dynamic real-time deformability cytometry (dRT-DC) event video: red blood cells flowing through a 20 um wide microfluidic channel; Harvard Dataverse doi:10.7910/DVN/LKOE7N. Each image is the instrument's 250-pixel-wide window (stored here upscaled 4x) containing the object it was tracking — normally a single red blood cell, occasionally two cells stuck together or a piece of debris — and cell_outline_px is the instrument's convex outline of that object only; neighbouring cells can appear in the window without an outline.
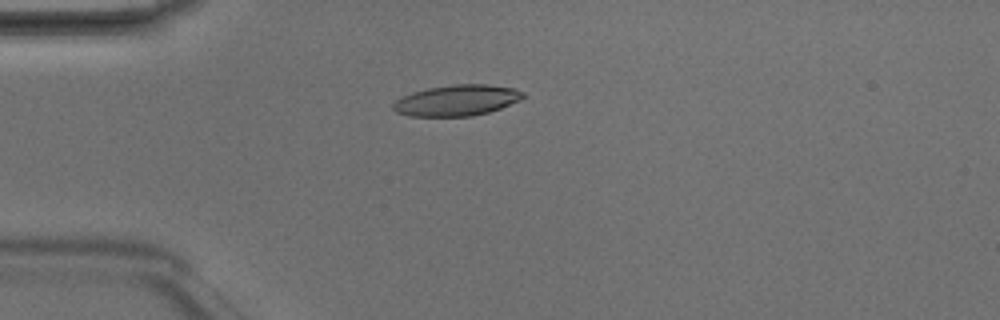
{"species": "Egyptian fruit bat (a non-hibernating species)", "species_latin": "Rousettus aegyptiacus", "temperature_condition": "room temperature", "stored_images_in_passage": 4, "camera_frame_rate_fps": 3000, "um_per_image_px": 0.085, "animal": {"sex": "male"}, "frame": {"image": 1, "passage_image": 3, "time_ms": 0.667, "image_size_px": [1000, 320], "cell_outline_px": [[524, 96], [520, 100], [500, 108], [488, 112], [472, 116], [408, 116], [396, 112], [392, 108], [392, 104], [396, 100], [412, 92], [428, 88], [456, 84], [488, 84], [516, 88], [524, 92]], "centroid_in_image_um": [38.84, 8.53], "position_along_channel_um": 46.2, "area_um2": 23.41}}